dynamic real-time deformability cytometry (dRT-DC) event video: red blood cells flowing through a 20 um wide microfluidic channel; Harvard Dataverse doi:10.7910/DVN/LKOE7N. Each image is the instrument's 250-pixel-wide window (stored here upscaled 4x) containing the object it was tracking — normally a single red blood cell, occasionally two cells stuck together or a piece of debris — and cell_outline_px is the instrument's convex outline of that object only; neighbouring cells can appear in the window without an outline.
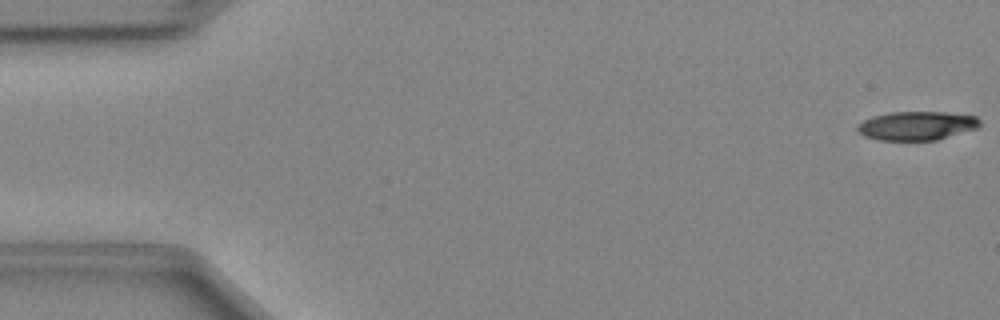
{"species": "Egyptian fruit bat (a non-hibernating species)", "species_latin": "Rousettus aegyptiacus", "temperature_condition": "cold", "stored_images_in_passage": 12, "camera_frame_rate_fps": 3000, "um_per_image_px": 0.085, "animal": {"sex": "female"}, "frame": {"image": 1, "passage_image": 1, "time_ms": 0.0, "image_size_px": [1000, 320], "cell_outline_px": [[980, 124], [976, 128], [936, 140], [880, 140], [864, 136], [856, 128], [864, 120], [872, 116], [892, 112], [944, 112], [976, 116], [980, 120]], "centroid_in_image_um": [77.92, 10.68], "position_along_channel_um": 7.1, "area_um2": 20.29}}
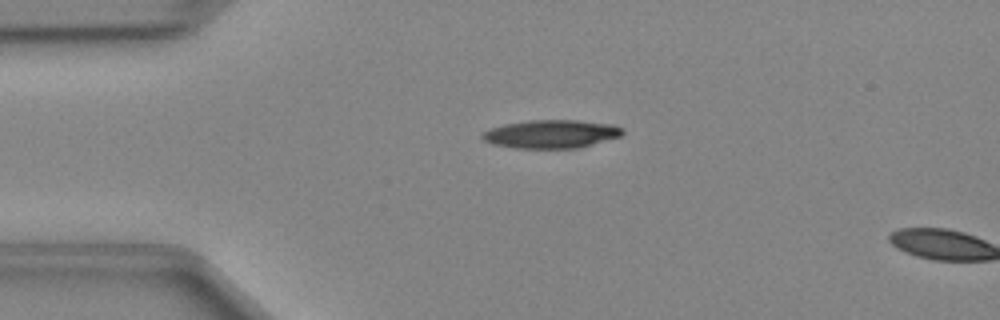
{"frame": {"image": 2, "passage_image": 11, "time_ms": 3.333, "image_size_px": [1000, 320], "cell_outline_px": [[624, 132], [620, 136], [580, 148], [516, 148], [492, 144], [484, 140], [480, 136], [484, 132], [492, 128], [504, 124], [528, 120], [576, 120], [612, 124], [624, 128]], "centroid_in_image_um": [46.87, 11.39], "position_along_channel_um": 38.1, "area_um2": 23.12}}